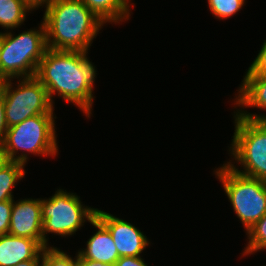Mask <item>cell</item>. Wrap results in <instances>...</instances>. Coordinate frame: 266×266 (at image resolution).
<instances>
[{
    "label": "cell",
    "instance_id": "1",
    "mask_svg": "<svg viewBox=\"0 0 266 266\" xmlns=\"http://www.w3.org/2000/svg\"><path fill=\"white\" fill-rule=\"evenodd\" d=\"M87 53L47 48L35 77L46 88L52 104L53 95L57 94L64 101L76 105L90 118L97 71Z\"/></svg>",
    "mask_w": 266,
    "mask_h": 266
},
{
    "label": "cell",
    "instance_id": "2",
    "mask_svg": "<svg viewBox=\"0 0 266 266\" xmlns=\"http://www.w3.org/2000/svg\"><path fill=\"white\" fill-rule=\"evenodd\" d=\"M47 48L88 52L105 24L81 0H53L43 15Z\"/></svg>",
    "mask_w": 266,
    "mask_h": 266
},
{
    "label": "cell",
    "instance_id": "3",
    "mask_svg": "<svg viewBox=\"0 0 266 266\" xmlns=\"http://www.w3.org/2000/svg\"><path fill=\"white\" fill-rule=\"evenodd\" d=\"M55 118L54 114H39L7 128L1 147L8 160L26 165L30 153L56 156L58 143ZM19 151L22 153L19 154Z\"/></svg>",
    "mask_w": 266,
    "mask_h": 266
},
{
    "label": "cell",
    "instance_id": "4",
    "mask_svg": "<svg viewBox=\"0 0 266 266\" xmlns=\"http://www.w3.org/2000/svg\"><path fill=\"white\" fill-rule=\"evenodd\" d=\"M46 50L43 21L38 29L18 35L12 30L1 32L0 83L6 79L34 77Z\"/></svg>",
    "mask_w": 266,
    "mask_h": 266
},
{
    "label": "cell",
    "instance_id": "5",
    "mask_svg": "<svg viewBox=\"0 0 266 266\" xmlns=\"http://www.w3.org/2000/svg\"><path fill=\"white\" fill-rule=\"evenodd\" d=\"M213 172L247 232L266 214V181L240 174L228 163Z\"/></svg>",
    "mask_w": 266,
    "mask_h": 266
},
{
    "label": "cell",
    "instance_id": "6",
    "mask_svg": "<svg viewBox=\"0 0 266 266\" xmlns=\"http://www.w3.org/2000/svg\"><path fill=\"white\" fill-rule=\"evenodd\" d=\"M235 132L229 152L235 162L227 163L238 173L266 181V126L260 120H248L234 111Z\"/></svg>",
    "mask_w": 266,
    "mask_h": 266
},
{
    "label": "cell",
    "instance_id": "7",
    "mask_svg": "<svg viewBox=\"0 0 266 266\" xmlns=\"http://www.w3.org/2000/svg\"><path fill=\"white\" fill-rule=\"evenodd\" d=\"M97 208L82 204L76 193L58 189L50 198L41 199L43 247H49V233L68 237L96 217Z\"/></svg>",
    "mask_w": 266,
    "mask_h": 266
},
{
    "label": "cell",
    "instance_id": "8",
    "mask_svg": "<svg viewBox=\"0 0 266 266\" xmlns=\"http://www.w3.org/2000/svg\"><path fill=\"white\" fill-rule=\"evenodd\" d=\"M11 80L14 79H6L0 83L8 128L39 114H54V105L48 92L35 76L18 78L16 88L12 87L14 83Z\"/></svg>",
    "mask_w": 266,
    "mask_h": 266
},
{
    "label": "cell",
    "instance_id": "9",
    "mask_svg": "<svg viewBox=\"0 0 266 266\" xmlns=\"http://www.w3.org/2000/svg\"><path fill=\"white\" fill-rule=\"evenodd\" d=\"M96 217L108 228L115 242L119 257H138L150 241L138 227L103 210H96Z\"/></svg>",
    "mask_w": 266,
    "mask_h": 266
},
{
    "label": "cell",
    "instance_id": "10",
    "mask_svg": "<svg viewBox=\"0 0 266 266\" xmlns=\"http://www.w3.org/2000/svg\"><path fill=\"white\" fill-rule=\"evenodd\" d=\"M41 198L13 199L8 234L37 240L43 246Z\"/></svg>",
    "mask_w": 266,
    "mask_h": 266
},
{
    "label": "cell",
    "instance_id": "11",
    "mask_svg": "<svg viewBox=\"0 0 266 266\" xmlns=\"http://www.w3.org/2000/svg\"><path fill=\"white\" fill-rule=\"evenodd\" d=\"M44 247L27 237L0 235V266H16L26 260H42Z\"/></svg>",
    "mask_w": 266,
    "mask_h": 266
},
{
    "label": "cell",
    "instance_id": "12",
    "mask_svg": "<svg viewBox=\"0 0 266 266\" xmlns=\"http://www.w3.org/2000/svg\"><path fill=\"white\" fill-rule=\"evenodd\" d=\"M90 224L97 232L88 239L84 250H78V254L83 259L115 264L120 257L108 228L97 217Z\"/></svg>",
    "mask_w": 266,
    "mask_h": 266
},
{
    "label": "cell",
    "instance_id": "13",
    "mask_svg": "<svg viewBox=\"0 0 266 266\" xmlns=\"http://www.w3.org/2000/svg\"><path fill=\"white\" fill-rule=\"evenodd\" d=\"M237 91L235 108L256 107L266 111V77L244 76Z\"/></svg>",
    "mask_w": 266,
    "mask_h": 266
},
{
    "label": "cell",
    "instance_id": "14",
    "mask_svg": "<svg viewBox=\"0 0 266 266\" xmlns=\"http://www.w3.org/2000/svg\"><path fill=\"white\" fill-rule=\"evenodd\" d=\"M105 24H120L130 19L131 6L125 0H81Z\"/></svg>",
    "mask_w": 266,
    "mask_h": 266
},
{
    "label": "cell",
    "instance_id": "15",
    "mask_svg": "<svg viewBox=\"0 0 266 266\" xmlns=\"http://www.w3.org/2000/svg\"><path fill=\"white\" fill-rule=\"evenodd\" d=\"M30 11L33 10L24 0H0V26L5 31L19 28Z\"/></svg>",
    "mask_w": 266,
    "mask_h": 266
},
{
    "label": "cell",
    "instance_id": "16",
    "mask_svg": "<svg viewBox=\"0 0 266 266\" xmlns=\"http://www.w3.org/2000/svg\"><path fill=\"white\" fill-rule=\"evenodd\" d=\"M24 167L22 163L8 160L0 169V202L14 199L12 188L23 179L26 173Z\"/></svg>",
    "mask_w": 266,
    "mask_h": 266
},
{
    "label": "cell",
    "instance_id": "17",
    "mask_svg": "<svg viewBox=\"0 0 266 266\" xmlns=\"http://www.w3.org/2000/svg\"><path fill=\"white\" fill-rule=\"evenodd\" d=\"M246 234L248 235L247 239H249V241L246 248H244L242 256L266 250V214L256 222Z\"/></svg>",
    "mask_w": 266,
    "mask_h": 266
},
{
    "label": "cell",
    "instance_id": "18",
    "mask_svg": "<svg viewBox=\"0 0 266 266\" xmlns=\"http://www.w3.org/2000/svg\"><path fill=\"white\" fill-rule=\"evenodd\" d=\"M42 266H78V253L73 258L57 247H46L42 251Z\"/></svg>",
    "mask_w": 266,
    "mask_h": 266
},
{
    "label": "cell",
    "instance_id": "19",
    "mask_svg": "<svg viewBox=\"0 0 266 266\" xmlns=\"http://www.w3.org/2000/svg\"><path fill=\"white\" fill-rule=\"evenodd\" d=\"M210 12L220 20L237 14L245 4V0H207Z\"/></svg>",
    "mask_w": 266,
    "mask_h": 266
},
{
    "label": "cell",
    "instance_id": "20",
    "mask_svg": "<svg viewBox=\"0 0 266 266\" xmlns=\"http://www.w3.org/2000/svg\"><path fill=\"white\" fill-rule=\"evenodd\" d=\"M245 76H259L266 77V40L250 67L248 68Z\"/></svg>",
    "mask_w": 266,
    "mask_h": 266
},
{
    "label": "cell",
    "instance_id": "21",
    "mask_svg": "<svg viewBox=\"0 0 266 266\" xmlns=\"http://www.w3.org/2000/svg\"><path fill=\"white\" fill-rule=\"evenodd\" d=\"M13 200L0 202V235L8 234Z\"/></svg>",
    "mask_w": 266,
    "mask_h": 266
},
{
    "label": "cell",
    "instance_id": "22",
    "mask_svg": "<svg viewBox=\"0 0 266 266\" xmlns=\"http://www.w3.org/2000/svg\"><path fill=\"white\" fill-rule=\"evenodd\" d=\"M7 124L5 120V103H4V96L3 92L0 88V145L2 144L6 131H7Z\"/></svg>",
    "mask_w": 266,
    "mask_h": 266
},
{
    "label": "cell",
    "instance_id": "23",
    "mask_svg": "<svg viewBox=\"0 0 266 266\" xmlns=\"http://www.w3.org/2000/svg\"><path fill=\"white\" fill-rule=\"evenodd\" d=\"M115 266H148L141 256L138 257H120Z\"/></svg>",
    "mask_w": 266,
    "mask_h": 266
},
{
    "label": "cell",
    "instance_id": "24",
    "mask_svg": "<svg viewBox=\"0 0 266 266\" xmlns=\"http://www.w3.org/2000/svg\"><path fill=\"white\" fill-rule=\"evenodd\" d=\"M237 114L240 116V117H243L245 119H248V120H260L265 126H266V115H263V114H251L249 113L248 111H244V109H237L236 110Z\"/></svg>",
    "mask_w": 266,
    "mask_h": 266
},
{
    "label": "cell",
    "instance_id": "25",
    "mask_svg": "<svg viewBox=\"0 0 266 266\" xmlns=\"http://www.w3.org/2000/svg\"><path fill=\"white\" fill-rule=\"evenodd\" d=\"M78 266H115V264L97 262V261H93V260H90V259H83L78 254Z\"/></svg>",
    "mask_w": 266,
    "mask_h": 266
},
{
    "label": "cell",
    "instance_id": "26",
    "mask_svg": "<svg viewBox=\"0 0 266 266\" xmlns=\"http://www.w3.org/2000/svg\"><path fill=\"white\" fill-rule=\"evenodd\" d=\"M24 1L32 10H37L40 6H45L46 8L53 0H24Z\"/></svg>",
    "mask_w": 266,
    "mask_h": 266
},
{
    "label": "cell",
    "instance_id": "27",
    "mask_svg": "<svg viewBox=\"0 0 266 266\" xmlns=\"http://www.w3.org/2000/svg\"><path fill=\"white\" fill-rule=\"evenodd\" d=\"M16 266H42V260H26L20 262Z\"/></svg>",
    "mask_w": 266,
    "mask_h": 266
},
{
    "label": "cell",
    "instance_id": "28",
    "mask_svg": "<svg viewBox=\"0 0 266 266\" xmlns=\"http://www.w3.org/2000/svg\"><path fill=\"white\" fill-rule=\"evenodd\" d=\"M7 161H8V158L3 151V148L0 145V169L6 164Z\"/></svg>",
    "mask_w": 266,
    "mask_h": 266
},
{
    "label": "cell",
    "instance_id": "29",
    "mask_svg": "<svg viewBox=\"0 0 266 266\" xmlns=\"http://www.w3.org/2000/svg\"><path fill=\"white\" fill-rule=\"evenodd\" d=\"M0 54H1V32H0Z\"/></svg>",
    "mask_w": 266,
    "mask_h": 266
}]
</instances>
